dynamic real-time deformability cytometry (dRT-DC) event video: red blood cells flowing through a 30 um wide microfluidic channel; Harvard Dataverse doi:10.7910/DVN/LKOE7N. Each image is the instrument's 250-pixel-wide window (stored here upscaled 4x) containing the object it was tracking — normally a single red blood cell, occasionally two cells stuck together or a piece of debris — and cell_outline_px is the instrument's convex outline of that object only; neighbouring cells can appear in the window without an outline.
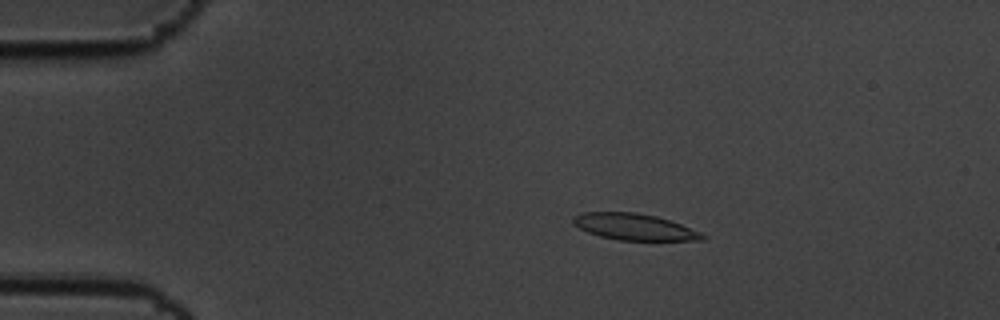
{"species": "common noctule bat (a hibernating species)", "species_latin": "Nyctalus noctula", "temperature_condition": "cold", "stored_images_in_passage": 58, "camera_frame_rate_fps": 3000, "um_per_image_px": 0.085, "animal": {"sex": "male", "body_mass_g": 19.5, "forearm_length_mm": 54.6}, "frame": {"image": 1, "passage_image": 11, "time_ms": 3.333, "image_size_px": [1000, 320], "cell_outline_px": [[708, 236], [704, 240], [620, 240], [600, 236], [588, 232], [572, 224], [572, 216], [580, 212], [636, 212], [656, 216], [680, 224], [700, 232]], "centroid_in_image_um": [53.88, 19.27], "position_along_channel_um": 31.1, "area_um2": 19.88}}
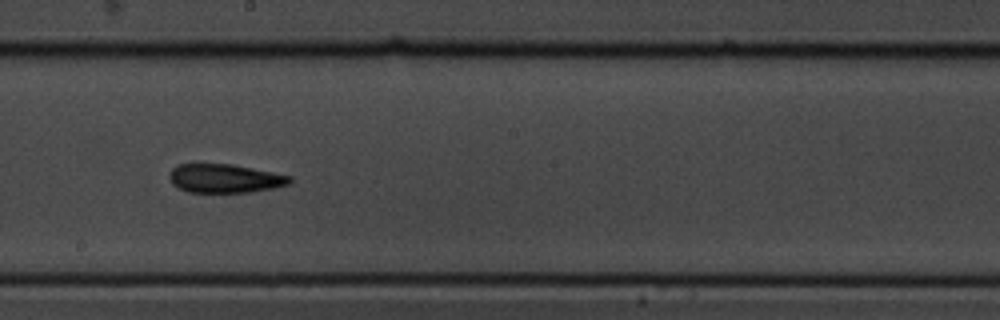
{"frame": {"image": 2, "passage_image": 33, "time_ms": 10.667, "image_size_px": [1000, 320], "cell_outline_px": [[292, 180], [288, 184], [272, 188], [248, 192], [188, 192], [172, 184], [168, 176], [168, 172], [176, 164], [232, 164], [292, 176]], "centroid_in_image_um": [19.07, 15.16], "position_along_channel_um": 229.1, "area_um2": 20.11}}
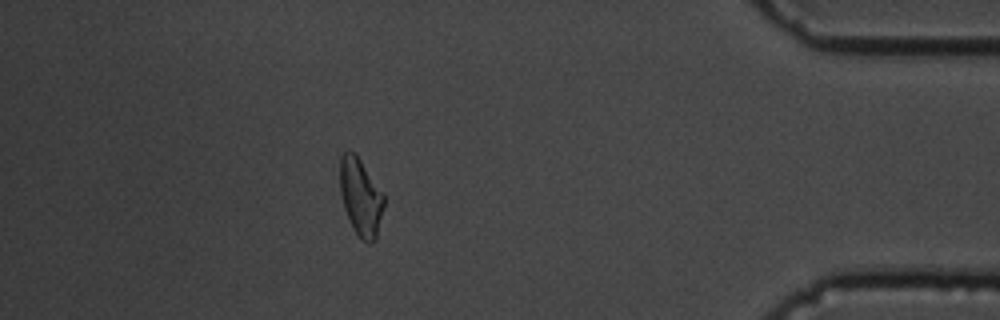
{"frame": {"image": 3, "passage_image": 52, "time_ms": 17.0, "image_size_px": [1000, 320], "cell_outline_px": [[384, 204], [376, 240], [372, 244], [368, 244], [356, 232], [344, 208], [340, 192], [340, 156], [348, 148], [360, 160], [384, 192]], "centroid_in_image_um": [30.67, 16.73], "position_along_channel_um": 404.5, "area_um2": 19.71}, "authors_computed_cell_mechanics": {"area_um2": 20.1433, "velocity_mm_per_s": 3.4293, "shape_relaxation_time_tau1_ms": 7.2409, "shape_relaxation_time_tau2_ms": 5.3103, "deformation_change_tau1": 0.1835, "deformation_change_tau2": 0.1477}}